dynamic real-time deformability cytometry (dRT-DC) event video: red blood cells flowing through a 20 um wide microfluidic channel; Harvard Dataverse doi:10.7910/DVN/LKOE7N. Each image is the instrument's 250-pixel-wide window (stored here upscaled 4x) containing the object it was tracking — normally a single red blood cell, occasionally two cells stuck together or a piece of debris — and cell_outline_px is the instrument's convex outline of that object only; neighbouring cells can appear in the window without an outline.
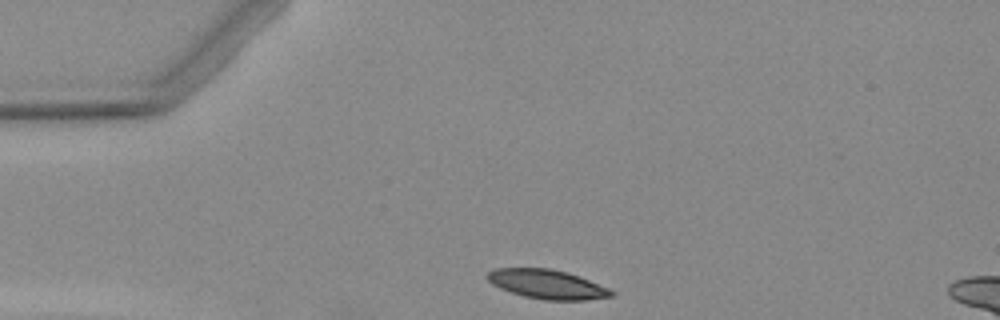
{"species": "Egyptian fruit bat (a non-hibernating species)", "species_latin": "Rousettus aegyptiacus", "temperature_condition": "warm", "stored_images_in_passage": 2, "camera_frame_rate_fps": 3000, "um_per_image_px": 0.085, "animal": {"sex": "female"}, "frame": {"image": 1, "passage_image": 1, "time_ms": 0.0, "image_size_px": [1000, 320], "cell_outline_px": [[612, 296], [584, 300], [544, 300], [524, 296], [500, 288], [492, 284], [484, 276], [488, 272], [496, 268], [552, 268], [568, 272], [608, 288], [612, 292]], "centroid_in_image_um": [46.45, 24.15], "position_along_channel_um": 38.6, "area_um2": 20.92}}